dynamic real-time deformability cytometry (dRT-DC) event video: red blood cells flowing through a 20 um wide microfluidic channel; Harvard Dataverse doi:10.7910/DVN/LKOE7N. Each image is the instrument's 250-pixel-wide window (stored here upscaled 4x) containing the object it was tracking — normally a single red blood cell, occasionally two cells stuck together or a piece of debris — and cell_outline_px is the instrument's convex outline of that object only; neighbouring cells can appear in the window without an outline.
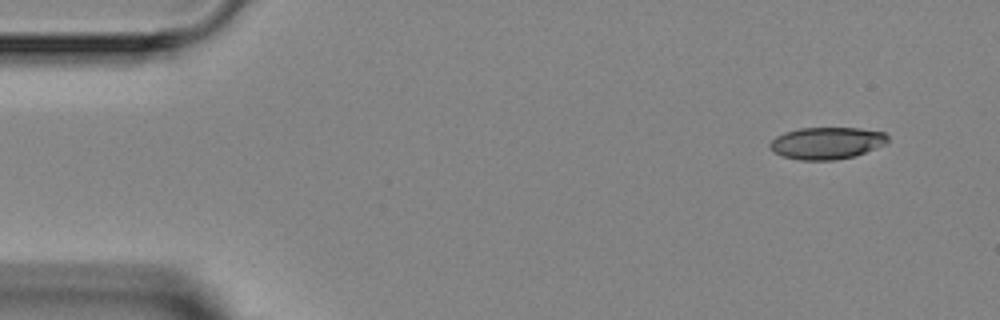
{"species": "Egyptian fruit bat (a non-hibernating species)", "species_latin": "Rousettus aegyptiacus", "temperature_condition": "room temperature", "stored_images_in_passage": 3, "camera_frame_rate_fps": 3000, "um_per_image_px": 0.085, "animal": {"sex": "female"}, "frame": {"image": 1, "passage_image": 1, "time_ms": 0.0, "image_size_px": [1000, 320], "cell_outline_px": [[888, 144], [856, 156], [836, 160], [800, 160], [784, 156], [772, 152], [768, 148], [768, 144], [776, 136], [784, 132], [800, 128], [860, 128], [884, 132], [888, 136]], "centroid_in_image_um": [70.28, 12.17], "position_along_channel_um": 14.7, "area_um2": 22.31}}